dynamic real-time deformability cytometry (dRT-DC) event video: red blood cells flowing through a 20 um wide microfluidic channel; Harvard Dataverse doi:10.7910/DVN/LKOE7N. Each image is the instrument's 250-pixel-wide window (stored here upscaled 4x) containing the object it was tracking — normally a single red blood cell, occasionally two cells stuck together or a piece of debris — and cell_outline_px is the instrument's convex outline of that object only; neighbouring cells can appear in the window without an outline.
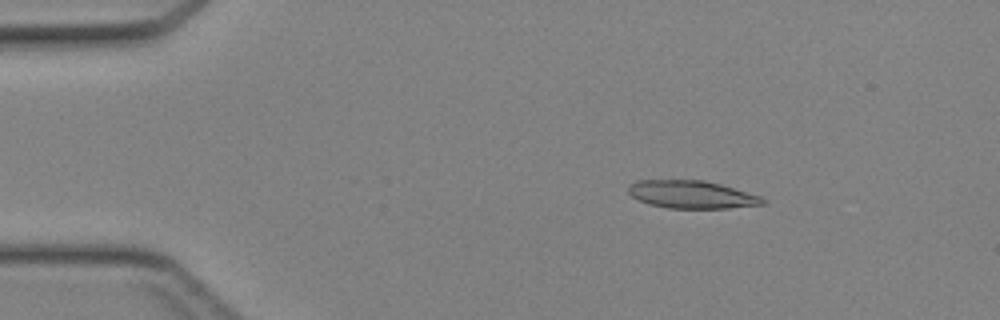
{"species": "Egyptian fruit bat (a non-hibernating species)", "species_latin": "Rousettus aegyptiacus", "temperature_condition": "cold", "stored_images_in_passage": 11, "camera_frame_rate_fps": 3000, "um_per_image_px": 0.085, "animal": {"sex": "female"}, "frame": {"image": 1, "passage_image": 4, "time_ms": 1.0, "image_size_px": [1000, 320], "cell_outline_px": [[768, 200], [764, 204], [728, 208], [668, 208], [652, 204], [640, 200], [632, 196], [628, 192], [628, 184], [636, 180], [704, 180], [720, 184], [760, 196]], "centroid_in_image_um": [58.79, 16.52], "position_along_channel_um": 26.2, "area_um2": 21.62}}